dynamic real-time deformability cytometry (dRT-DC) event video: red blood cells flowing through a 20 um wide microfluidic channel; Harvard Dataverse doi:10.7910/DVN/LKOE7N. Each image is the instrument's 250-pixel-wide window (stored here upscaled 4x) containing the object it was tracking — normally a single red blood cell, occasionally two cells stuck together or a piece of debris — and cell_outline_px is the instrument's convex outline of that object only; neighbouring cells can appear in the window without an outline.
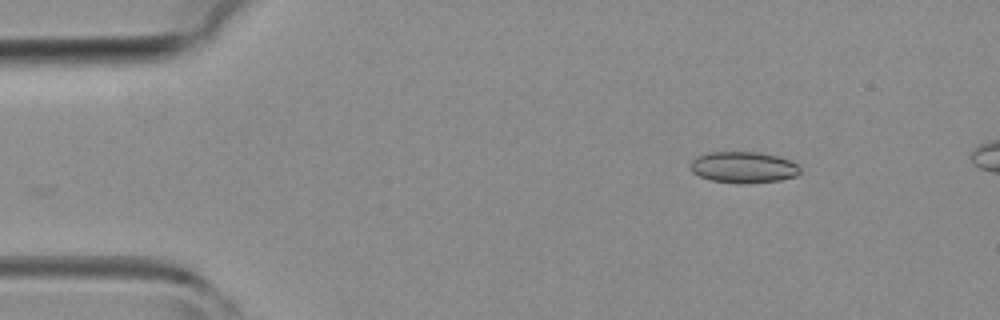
{"species": "common noctule bat (a hibernating species)", "species_latin": "Nyctalus noctula", "temperature_condition": "room temperature", "stored_images_in_passage": 2, "camera_frame_rate_fps": 3000, "um_per_image_px": 0.085, "animal": {"sex": "female", "body_mass_g": 19.3, "forearm_length_mm": 54.1}, "frame": {"image": 1, "passage_image": 2, "time_ms": 1.0, "image_size_px": [1000, 320], "cell_outline_px": [[800, 172], [796, 176], [780, 180], [712, 180], [700, 176], [692, 172], [688, 168], [688, 164], [696, 156], [708, 152], [756, 152], [776, 156], [788, 160], [796, 164], [800, 168]], "centroid_in_image_um": [63.12, 14.16], "position_along_channel_um": 21.9, "area_um2": 19.02}}